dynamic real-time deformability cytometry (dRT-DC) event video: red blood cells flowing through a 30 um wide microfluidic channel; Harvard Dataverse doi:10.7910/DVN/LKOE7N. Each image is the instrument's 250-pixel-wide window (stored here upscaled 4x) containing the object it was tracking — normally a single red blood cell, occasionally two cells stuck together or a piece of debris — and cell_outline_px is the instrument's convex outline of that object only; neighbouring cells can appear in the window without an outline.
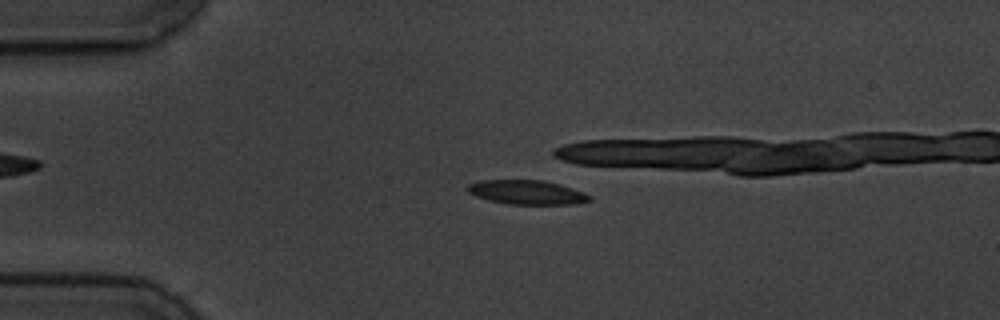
{"species": "common noctule bat (a hibernating species)", "species_latin": "Nyctalus noctula", "temperature_condition": "cold", "stored_images_in_passage": 7, "camera_frame_rate_fps": 3000, "um_per_image_px": 0.085, "animal": {"sex": "male", "body_mass_g": 19.5, "forearm_length_mm": 54.6}, "frame": {"image": 1, "passage_image": 4, "time_ms": 3.667, "image_size_px": [1000, 320], "cell_outline_px": [[592, 200], [572, 204], [508, 204], [488, 200], [476, 196], [468, 192], [468, 184], [480, 180], [544, 180], [560, 184], [584, 192], [592, 196]], "centroid_in_image_um": [44.8, 16.34], "position_along_channel_um": 40.2, "area_um2": 17.22}}